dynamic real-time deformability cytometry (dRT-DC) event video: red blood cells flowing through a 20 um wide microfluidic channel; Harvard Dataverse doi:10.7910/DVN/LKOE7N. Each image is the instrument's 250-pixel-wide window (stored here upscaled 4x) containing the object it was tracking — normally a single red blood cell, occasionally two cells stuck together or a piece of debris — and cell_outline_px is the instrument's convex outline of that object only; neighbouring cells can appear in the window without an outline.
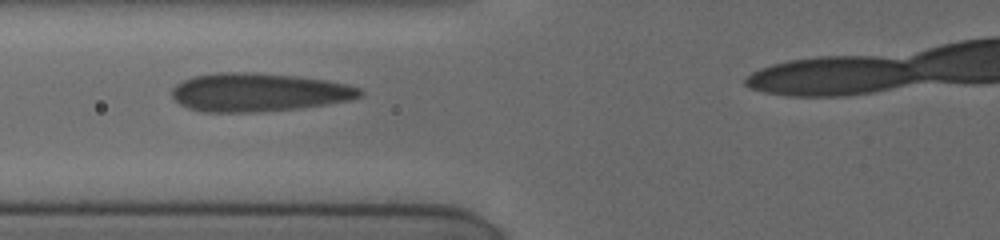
{"species": "human", "species_latin": "Homo sapiens", "temperature_condition": "cold", "stored_images_in_passage": 10, "segment_of_instrument_passage": [1, 2], "camera_frame_rate_fps": 3000, "um_per_image_px": 0.085, "donor": {"sex": "female"}, "frame": {"image": 1, "passage_image": 6, "time_ms": 3.667, "image_size_px": [1000, 240], "cell_outline_px": [[364, 92], [360, 96], [352, 100], [300, 108], [260, 112], [200, 112], [188, 108], [180, 104], [172, 96], [172, 88], [176, 84], [192, 76], [220, 72], [252, 72], [296, 76], [328, 80], [348, 84], [360, 88]], "centroid_in_image_um": [21.99, 7.85], "position_along_channel_um": 103.8, "area_um2": 42.43}}
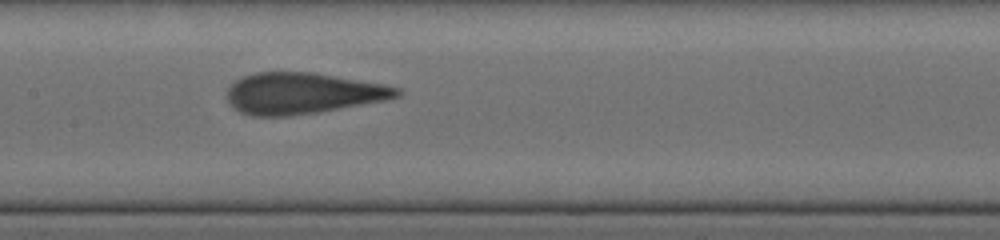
{"frame": {"image": 2, "passage_image": 8, "time_ms": 5.667, "image_size_px": [1000, 240], "cell_outline_px": [[400, 96], [384, 100], [316, 112], [288, 116], [252, 116], [240, 112], [228, 100], [228, 88], [236, 80], [244, 76], [256, 72], [312, 72], [380, 84], [400, 88]], "centroid_in_image_um": [25.68, 7.93], "position_along_channel_um": 181.7, "area_um2": 40.06}}
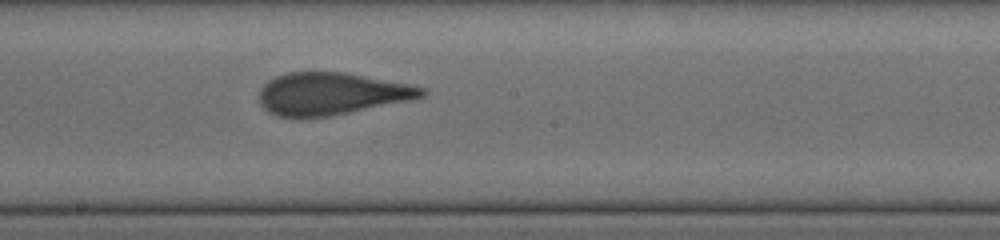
{"frame": {"image": 3, "passage_image": 9, "time_ms": 6.667, "image_size_px": [1000, 240], "cell_outline_px": [[428, 92], [424, 96], [408, 100], [328, 116], [300, 120], [296, 120], [276, 116], [268, 112], [260, 104], [260, 88], [268, 80], [276, 76], [288, 72], [344, 72], [408, 84], [428, 88]], "centroid_in_image_um": [28.1, 7.99], "position_along_channel_um": 220.1, "area_um2": 40.29}}